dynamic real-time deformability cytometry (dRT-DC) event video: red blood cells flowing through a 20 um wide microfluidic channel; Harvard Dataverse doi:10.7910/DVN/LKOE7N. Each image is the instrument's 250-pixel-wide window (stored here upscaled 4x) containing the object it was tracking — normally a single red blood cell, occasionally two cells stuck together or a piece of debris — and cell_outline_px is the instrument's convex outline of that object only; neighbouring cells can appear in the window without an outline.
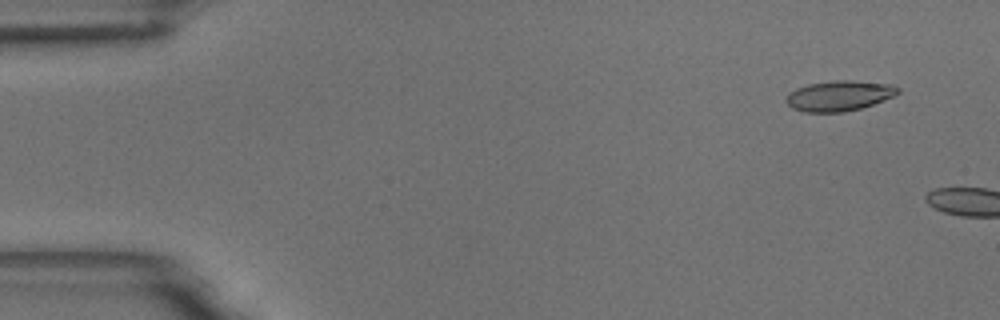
{"species": "common noctule bat (a hibernating species)", "species_latin": "Nyctalus noctula", "temperature_condition": "room temperature", "stored_images_in_passage": 4, "camera_frame_rate_fps": 3000, "um_per_image_px": 0.085, "animal": {"sex": "male", "body_mass_g": 18.8}, "frame": {"image": 1, "passage_image": 1, "time_ms": 0.0, "image_size_px": [1000, 320], "cell_outline_px": [[900, 92], [892, 96], [872, 104], [860, 108], [844, 112], [804, 112], [792, 108], [784, 100], [788, 92], [796, 88], [808, 84], [836, 80], [852, 80], [892, 84], [900, 88]], "centroid_in_image_um": [71.29, 8.13], "position_along_channel_um": 13.7, "area_um2": 19.77}}